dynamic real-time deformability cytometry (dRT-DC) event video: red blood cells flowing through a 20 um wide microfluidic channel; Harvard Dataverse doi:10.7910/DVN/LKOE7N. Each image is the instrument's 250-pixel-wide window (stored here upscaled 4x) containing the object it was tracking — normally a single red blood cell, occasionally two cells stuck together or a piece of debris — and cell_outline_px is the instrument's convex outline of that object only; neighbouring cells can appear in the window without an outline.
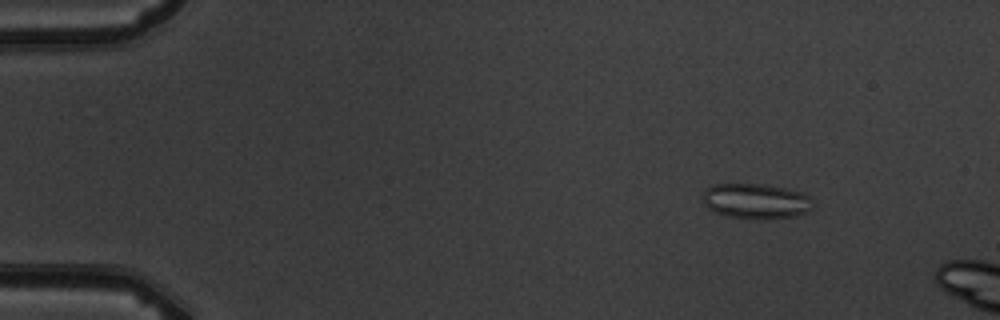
{"species": "common noctule bat (a hibernating species)", "species_latin": "Nyctalus noctula", "temperature_condition": "warm", "stored_images_in_passage": 4, "camera_frame_rate_fps": 3000, "um_per_image_px": 0.085, "animal": {"sex": "male", "body_mass_g": 19.5, "forearm_length_mm": 54.6}, "frame": {"image": 1, "passage_image": 2, "time_ms": 1.333, "image_size_px": [1000, 320], "cell_outline_px": [[808, 212], [796, 216], [764, 220], [744, 220], [724, 216], [712, 212], [704, 204], [704, 188], [712, 184], [764, 184], [804, 192], [808, 196]], "centroid_in_image_um": [64.17, 17.12], "position_along_channel_um": 20.8, "area_um2": 23.0}}